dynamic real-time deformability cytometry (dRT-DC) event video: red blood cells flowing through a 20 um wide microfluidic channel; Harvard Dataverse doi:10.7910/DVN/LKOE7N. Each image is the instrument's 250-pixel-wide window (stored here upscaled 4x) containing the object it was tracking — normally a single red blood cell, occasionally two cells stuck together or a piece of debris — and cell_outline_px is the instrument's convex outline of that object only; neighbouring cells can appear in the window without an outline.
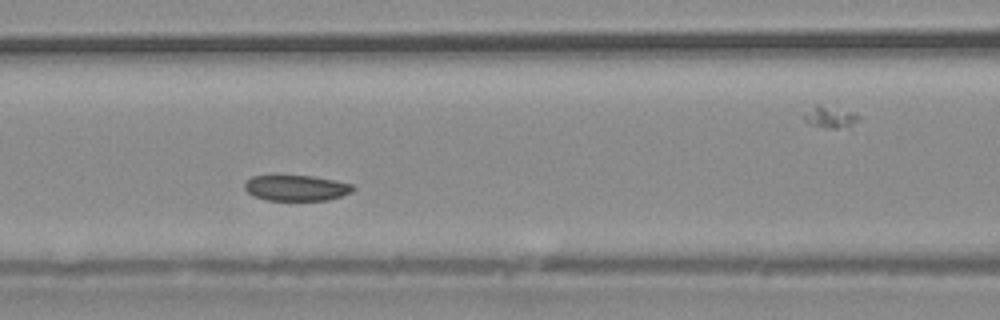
{"species": "common noctule bat (a hibernating species)", "species_latin": "Nyctalus noctula", "temperature_condition": "warm", "stored_images_in_passage": 34, "camera_frame_rate_fps": 3000, "um_per_image_px": 0.085, "animal": {"sex": "male", "body_mass_g": 20.4}, "frame": {"image": 1, "passage_image": 10, "time_ms": 3.0, "image_size_px": [1000, 320], "cell_outline_px": [[356, 188], [352, 192], [328, 200], [264, 200], [248, 192], [244, 188], [244, 184], [252, 176], [276, 172], [312, 176], [352, 184]], "centroid_in_image_um": [25.13, 15.92], "position_along_channel_um": 141.5, "area_um2": 16.88}}